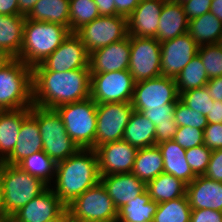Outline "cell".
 I'll return each instance as SVG.
<instances>
[{"label": "cell", "instance_id": "9", "mask_svg": "<svg viewBox=\"0 0 222 222\" xmlns=\"http://www.w3.org/2000/svg\"><path fill=\"white\" fill-rule=\"evenodd\" d=\"M75 34L82 40L90 54L99 48L128 37V18L120 15H100L79 28Z\"/></svg>", "mask_w": 222, "mask_h": 222}, {"label": "cell", "instance_id": "1", "mask_svg": "<svg viewBox=\"0 0 222 222\" xmlns=\"http://www.w3.org/2000/svg\"><path fill=\"white\" fill-rule=\"evenodd\" d=\"M33 105L55 109L90 97V69L32 71Z\"/></svg>", "mask_w": 222, "mask_h": 222}, {"label": "cell", "instance_id": "4", "mask_svg": "<svg viewBox=\"0 0 222 222\" xmlns=\"http://www.w3.org/2000/svg\"><path fill=\"white\" fill-rule=\"evenodd\" d=\"M70 33V30L61 24L26 18L21 51L17 59L33 68L53 53Z\"/></svg>", "mask_w": 222, "mask_h": 222}, {"label": "cell", "instance_id": "42", "mask_svg": "<svg viewBox=\"0 0 222 222\" xmlns=\"http://www.w3.org/2000/svg\"><path fill=\"white\" fill-rule=\"evenodd\" d=\"M173 140L183 149L193 148L204 144V131L189 126L178 127Z\"/></svg>", "mask_w": 222, "mask_h": 222}, {"label": "cell", "instance_id": "56", "mask_svg": "<svg viewBox=\"0 0 222 222\" xmlns=\"http://www.w3.org/2000/svg\"><path fill=\"white\" fill-rule=\"evenodd\" d=\"M67 222H97V221L77 219V218L73 217L67 209Z\"/></svg>", "mask_w": 222, "mask_h": 222}, {"label": "cell", "instance_id": "16", "mask_svg": "<svg viewBox=\"0 0 222 222\" xmlns=\"http://www.w3.org/2000/svg\"><path fill=\"white\" fill-rule=\"evenodd\" d=\"M99 175L131 173L138 149L125 140L109 142L95 148Z\"/></svg>", "mask_w": 222, "mask_h": 222}, {"label": "cell", "instance_id": "6", "mask_svg": "<svg viewBox=\"0 0 222 222\" xmlns=\"http://www.w3.org/2000/svg\"><path fill=\"white\" fill-rule=\"evenodd\" d=\"M30 113L37 119L43 141V151L56 164L66 160L80 149L67 134L62 118L56 109L32 105Z\"/></svg>", "mask_w": 222, "mask_h": 222}, {"label": "cell", "instance_id": "41", "mask_svg": "<svg viewBox=\"0 0 222 222\" xmlns=\"http://www.w3.org/2000/svg\"><path fill=\"white\" fill-rule=\"evenodd\" d=\"M212 150L204 144L186 149L187 163L196 176H203L210 161Z\"/></svg>", "mask_w": 222, "mask_h": 222}, {"label": "cell", "instance_id": "3", "mask_svg": "<svg viewBox=\"0 0 222 222\" xmlns=\"http://www.w3.org/2000/svg\"><path fill=\"white\" fill-rule=\"evenodd\" d=\"M2 188L1 217L10 219L17 211L49 186L17 165L0 162Z\"/></svg>", "mask_w": 222, "mask_h": 222}, {"label": "cell", "instance_id": "40", "mask_svg": "<svg viewBox=\"0 0 222 222\" xmlns=\"http://www.w3.org/2000/svg\"><path fill=\"white\" fill-rule=\"evenodd\" d=\"M174 120L178 127L189 126L204 130L208 125L206 116L187 107L180 100L177 101L174 110Z\"/></svg>", "mask_w": 222, "mask_h": 222}, {"label": "cell", "instance_id": "54", "mask_svg": "<svg viewBox=\"0 0 222 222\" xmlns=\"http://www.w3.org/2000/svg\"><path fill=\"white\" fill-rule=\"evenodd\" d=\"M46 222H67V207L56 218Z\"/></svg>", "mask_w": 222, "mask_h": 222}, {"label": "cell", "instance_id": "52", "mask_svg": "<svg viewBox=\"0 0 222 222\" xmlns=\"http://www.w3.org/2000/svg\"><path fill=\"white\" fill-rule=\"evenodd\" d=\"M38 0H18L19 14L27 16Z\"/></svg>", "mask_w": 222, "mask_h": 222}, {"label": "cell", "instance_id": "28", "mask_svg": "<svg viewBox=\"0 0 222 222\" xmlns=\"http://www.w3.org/2000/svg\"><path fill=\"white\" fill-rule=\"evenodd\" d=\"M156 126L143 114L133 111L125 128L123 140L137 149L155 145Z\"/></svg>", "mask_w": 222, "mask_h": 222}, {"label": "cell", "instance_id": "55", "mask_svg": "<svg viewBox=\"0 0 222 222\" xmlns=\"http://www.w3.org/2000/svg\"><path fill=\"white\" fill-rule=\"evenodd\" d=\"M11 58L5 54L4 52L0 51V69L5 66V64L10 60Z\"/></svg>", "mask_w": 222, "mask_h": 222}, {"label": "cell", "instance_id": "5", "mask_svg": "<svg viewBox=\"0 0 222 222\" xmlns=\"http://www.w3.org/2000/svg\"><path fill=\"white\" fill-rule=\"evenodd\" d=\"M32 105V68L11 58L0 69V110L30 108Z\"/></svg>", "mask_w": 222, "mask_h": 222}, {"label": "cell", "instance_id": "44", "mask_svg": "<svg viewBox=\"0 0 222 222\" xmlns=\"http://www.w3.org/2000/svg\"><path fill=\"white\" fill-rule=\"evenodd\" d=\"M203 176L222 182V148L212 150L209 164Z\"/></svg>", "mask_w": 222, "mask_h": 222}, {"label": "cell", "instance_id": "50", "mask_svg": "<svg viewBox=\"0 0 222 222\" xmlns=\"http://www.w3.org/2000/svg\"><path fill=\"white\" fill-rule=\"evenodd\" d=\"M0 14L20 15L18 0H0Z\"/></svg>", "mask_w": 222, "mask_h": 222}, {"label": "cell", "instance_id": "34", "mask_svg": "<svg viewBox=\"0 0 222 222\" xmlns=\"http://www.w3.org/2000/svg\"><path fill=\"white\" fill-rule=\"evenodd\" d=\"M208 81L206 69L198 54L189 61L175 79L179 95L191 89L204 87Z\"/></svg>", "mask_w": 222, "mask_h": 222}, {"label": "cell", "instance_id": "58", "mask_svg": "<svg viewBox=\"0 0 222 222\" xmlns=\"http://www.w3.org/2000/svg\"><path fill=\"white\" fill-rule=\"evenodd\" d=\"M176 3H180V4H183L184 2L188 1V0H172Z\"/></svg>", "mask_w": 222, "mask_h": 222}, {"label": "cell", "instance_id": "36", "mask_svg": "<svg viewBox=\"0 0 222 222\" xmlns=\"http://www.w3.org/2000/svg\"><path fill=\"white\" fill-rule=\"evenodd\" d=\"M191 211L187 196L158 203L153 222H190Z\"/></svg>", "mask_w": 222, "mask_h": 222}, {"label": "cell", "instance_id": "48", "mask_svg": "<svg viewBox=\"0 0 222 222\" xmlns=\"http://www.w3.org/2000/svg\"><path fill=\"white\" fill-rule=\"evenodd\" d=\"M206 87L210 97L214 101L222 102V76L209 79L208 83L206 84Z\"/></svg>", "mask_w": 222, "mask_h": 222}, {"label": "cell", "instance_id": "53", "mask_svg": "<svg viewBox=\"0 0 222 222\" xmlns=\"http://www.w3.org/2000/svg\"><path fill=\"white\" fill-rule=\"evenodd\" d=\"M210 12L222 22V0H212Z\"/></svg>", "mask_w": 222, "mask_h": 222}, {"label": "cell", "instance_id": "59", "mask_svg": "<svg viewBox=\"0 0 222 222\" xmlns=\"http://www.w3.org/2000/svg\"><path fill=\"white\" fill-rule=\"evenodd\" d=\"M0 222H11L10 219H6V218H0Z\"/></svg>", "mask_w": 222, "mask_h": 222}, {"label": "cell", "instance_id": "23", "mask_svg": "<svg viewBox=\"0 0 222 222\" xmlns=\"http://www.w3.org/2000/svg\"><path fill=\"white\" fill-rule=\"evenodd\" d=\"M188 25L183 5L166 0L160 14L156 40L162 43L183 35L188 32Z\"/></svg>", "mask_w": 222, "mask_h": 222}, {"label": "cell", "instance_id": "46", "mask_svg": "<svg viewBox=\"0 0 222 222\" xmlns=\"http://www.w3.org/2000/svg\"><path fill=\"white\" fill-rule=\"evenodd\" d=\"M190 222H222V211L212 209H192Z\"/></svg>", "mask_w": 222, "mask_h": 222}, {"label": "cell", "instance_id": "2", "mask_svg": "<svg viewBox=\"0 0 222 222\" xmlns=\"http://www.w3.org/2000/svg\"><path fill=\"white\" fill-rule=\"evenodd\" d=\"M99 181L98 158L95 149H79L66 160L56 164L55 178L49 187L67 207Z\"/></svg>", "mask_w": 222, "mask_h": 222}, {"label": "cell", "instance_id": "18", "mask_svg": "<svg viewBox=\"0 0 222 222\" xmlns=\"http://www.w3.org/2000/svg\"><path fill=\"white\" fill-rule=\"evenodd\" d=\"M66 206L54 191L48 187L33 198L11 218V222H46L56 218Z\"/></svg>", "mask_w": 222, "mask_h": 222}, {"label": "cell", "instance_id": "14", "mask_svg": "<svg viewBox=\"0 0 222 222\" xmlns=\"http://www.w3.org/2000/svg\"><path fill=\"white\" fill-rule=\"evenodd\" d=\"M178 100L175 79L159 76L135 83L131 103L134 109H149L177 103Z\"/></svg>", "mask_w": 222, "mask_h": 222}, {"label": "cell", "instance_id": "13", "mask_svg": "<svg viewBox=\"0 0 222 222\" xmlns=\"http://www.w3.org/2000/svg\"><path fill=\"white\" fill-rule=\"evenodd\" d=\"M90 54L82 40L75 34L70 35L41 64L32 71L66 72L74 69H90Z\"/></svg>", "mask_w": 222, "mask_h": 222}, {"label": "cell", "instance_id": "30", "mask_svg": "<svg viewBox=\"0 0 222 222\" xmlns=\"http://www.w3.org/2000/svg\"><path fill=\"white\" fill-rule=\"evenodd\" d=\"M188 33L199 46L221 43L222 22L209 11L189 21Z\"/></svg>", "mask_w": 222, "mask_h": 222}, {"label": "cell", "instance_id": "24", "mask_svg": "<svg viewBox=\"0 0 222 222\" xmlns=\"http://www.w3.org/2000/svg\"><path fill=\"white\" fill-rule=\"evenodd\" d=\"M29 114L30 108L0 110V162L12 153L22 122Z\"/></svg>", "mask_w": 222, "mask_h": 222}, {"label": "cell", "instance_id": "12", "mask_svg": "<svg viewBox=\"0 0 222 222\" xmlns=\"http://www.w3.org/2000/svg\"><path fill=\"white\" fill-rule=\"evenodd\" d=\"M134 108L131 102L97 104V129L95 148L123 140L125 128Z\"/></svg>", "mask_w": 222, "mask_h": 222}, {"label": "cell", "instance_id": "15", "mask_svg": "<svg viewBox=\"0 0 222 222\" xmlns=\"http://www.w3.org/2000/svg\"><path fill=\"white\" fill-rule=\"evenodd\" d=\"M199 45L187 32L161 43V76L176 79L183 68L198 53Z\"/></svg>", "mask_w": 222, "mask_h": 222}, {"label": "cell", "instance_id": "57", "mask_svg": "<svg viewBox=\"0 0 222 222\" xmlns=\"http://www.w3.org/2000/svg\"><path fill=\"white\" fill-rule=\"evenodd\" d=\"M1 200H2V188H1V180H0V218H1Z\"/></svg>", "mask_w": 222, "mask_h": 222}, {"label": "cell", "instance_id": "37", "mask_svg": "<svg viewBox=\"0 0 222 222\" xmlns=\"http://www.w3.org/2000/svg\"><path fill=\"white\" fill-rule=\"evenodd\" d=\"M69 30L75 33L83 25L100 16L94 0H69Z\"/></svg>", "mask_w": 222, "mask_h": 222}, {"label": "cell", "instance_id": "32", "mask_svg": "<svg viewBox=\"0 0 222 222\" xmlns=\"http://www.w3.org/2000/svg\"><path fill=\"white\" fill-rule=\"evenodd\" d=\"M158 203L151 200L145 189L140 195L128 201L118 209L117 220L120 222H153Z\"/></svg>", "mask_w": 222, "mask_h": 222}, {"label": "cell", "instance_id": "25", "mask_svg": "<svg viewBox=\"0 0 222 222\" xmlns=\"http://www.w3.org/2000/svg\"><path fill=\"white\" fill-rule=\"evenodd\" d=\"M157 146L163 157L164 173L171 174L186 184L197 177L187 163L186 149H183L174 140L160 143Z\"/></svg>", "mask_w": 222, "mask_h": 222}, {"label": "cell", "instance_id": "29", "mask_svg": "<svg viewBox=\"0 0 222 222\" xmlns=\"http://www.w3.org/2000/svg\"><path fill=\"white\" fill-rule=\"evenodd\" d=\"M151 200L163 203L186 195L187 184L171 174L161 173L146 184Z\"/></svg>", "mask_w": 222, "mask_h": 222}, {"label": "cell", "instance_id": "11", "mask_svg": "<svg viewBox=\"0 0 222 222\" xmlns=\"http://www.w3.org/2000/svg\"><path fill=\"white\" fill-rule=\"evenodd\" d=\"M161 43L156 38L130 36L129 72L134 82L161 76Z\"/></svg>", "mask_w": 222, "mask_h": 222}, {"label": "cell", "instance_id": "39", "mask_svg": "<svg viewBox=\"0 0 222 222\" xmlns=\"http://www.w3.org/2000/svg\"><path fill=\"white\" fill-rule=\"evenodd\" d=\"M179 100L203 116L208 115L211 104H214V100L210 97L206 86L181 93Z\"/></svg>", "mask_w": 222, "mask_h": 222}, {"label": "cell", "instance_id": "8", "mask_svg": "<svg viewBox=\"0 0 222 222\" xmlns=\"http://www.w3.org/2000/svg\"><path fill=\"white\" fill-rule=\"evenodd\" d=\"M67 209L73 217L89 221L114 222L118 216V209L101 181L79 195Z\"/></svg>", "mask_w": 222, "mask_h": 222}, {"label": "cell", "instance_id": "20", "mask_svg": "<svg viewBox=\"0 0 222 222\" xmlns=\"http://www.w3.org/2000/svg\"><path fill=\"white\" fill-rule=\"evenodd\" d=\"M186 195L191 209L222 211V182L197 176L187 184Z\"/></svg>", "mask_w": 222, "mask_h": 222}, {"label": "cell", "instance_id": "26", "mask_svg": "<svg viewBox=\"0 0 222 222\" xmlns=\"http://www.w3.org/2000/svg\"><path fill=\"white\" fill-rule=\"evenodd\" d=\"M26 16L0 14V51L10 58H18L23 41Z\"/></svg>", "mask_w": 222, "mask_h": 222}, {"label": "cell", "instance_id": "47", "mask_svg": "<svg viewBox=\"0 0 222 222\" xmlns=\"http://www.w3.org/2000/svg\"><path fill=\"white\" fill-rule=\"evenodd\" d=\"M141 0H114L115 15L128 18Z\"/></svg>", "mask_w": 222, "mask_h": 222}, {"label": "cell", "instance_id": "35", "mask_svg": "<svg viewBox=\"0 0 222 222\" xmlns=\"http://www.w3.org/2000/svg\"><path fill=\"white\" fill-rule=\"evenodd\" d=\"M17 166L30 175L40 178L48 186L54 181L56 163L43 150L25 157Z\"/></svg>", "mask_w": 222, "mask_h": 222}, {"label": "cell", "instance_id": "51", "mask_svg": "<svg viewBox=\"0 0 222 222\" xmlns=\"http://www.w3.org/2000/svg\"><path fill=\"white\" fill-rule=\"evenodd\" d=\"M97 5L99 14L102 16H114L115 15V3L114 0H94Z\"/></svg>", "mask_w": 222, "mask_h": 222}, {"label": "cell", "instance_id": "45", "mask_svg": "<svg viewBox=\"0 0 222 222\" xmlns=\"http://www.w3.org/2000/svg\"><path fill=\"white\" fill-rule=\"evenodd\" d=\"M212 0H188L184 2L183 8L188 20L197 18L210 11Z\"/></svg>", "mask_w": 222, "mask_h": 222}, {"label": "cell", "instance_id": "43", "mask_svg": "<svg viewBox=\"0 0 222 222\" xmlns=\"http://www.w3.org/2000/svg\"><path fill=\"white\" fill-rule=\"evenodd\" d=\"M203 131L204 145L207 148L211 150L222 148V123H210Z\"/></svg>", "mask_w": 222, "mask_h": 222}, {"label": "cell", "instance_id": "10", "mask_svg": "<svg viewBox=\"0 0 222 222\" xmlns=\"http://www.w3.org/2000/svg\"><path fill=\"white\" fill-rule=\"evenodd\" d=\"M90 97L96 104L131 102L135 82L129 70L91 74Z\"/></svg>", "mask_w": 222, "mask_h": 222}, {"label": "cell", "instance_id": "33", "mask_svg": "<svg viewBox=\"0 0 222 222\" xmlns=\"http://www.w3.org/2000/svg\"><path fill=\"white\" fill-rule=\"evenodd\" d=\"M69 0H38L27 19L61 24L69 29Z\"/></svg>", "mask_w": 222, "mask_h": 222}, {"label": "cell", "instance_id": "49", "mask_svg": "<svg viewBox=\"0 0 222 222\" xmlns=\"http://www.w3.org/2000/svg\"><path fill=\"white\" fill-rule=\"evenodd\" d=\"M206 118H207L208 124L222 123V102L221 101H214V104H211V108Z\"/></svg>", "mask_w": 222, "mask_h": 222}, {"label": "cell", "instance_id": "31", "mask_svg": "<svg viewBox=\"0 0 222 222\" xmlns=\"http://www.w3.org/2000/svg\"><path fill=\"white\" fill-rule=\"evenodd\" d=\"M132 173L145 184L164 173L163 157L157 145L138 149Z\"/></svg>", "mask_w": 222, "mask_h": 222}, {"label": "cell", "instance_id": "19", "mask_svg": "<svg viewBox=\"0 0 222 222\" xmlns=\"http://www.w3.org/2000/svg\"><path fill=\"white\" fill-rule=\"evenodd\" d=\"M166 0H141L128 17V35L156 38L160 14Z\"/></svg>", "mask_w": 222, "mask_h": 222}, {"label": "cell", "instance_id": "7", "mask_svg": "<svg viewBox=\"0 0 222 222\" xmlns=\"http://www.w3.org/2000/svg\"><path fill=\"white\" fill-rule=\"evenodd\" d=\"M60 114L69 137L80 149H95L97 104L89 97L55 108Z\"/></svg>", "mask_w": 222, "mask_h": 222}, {"label": "cell", "instance_id": "38", "mask_svg": "<svg viewBox=\"0 0 222 222\" xmlns=\"http://www.w3.org/2000/svg\"><path fill=\"white\" fill-rule=\"evenodd\" d=\"M197 54L202 60L209 79L222 76L221 43L201 45L198 48Z\"/></svg>", "mask_w": 222, "mask_h": 222}, {"label": "cell", "instance_id": "21", "mask_svg": "<svg viewBox=\"0 0 222 222\" xmlns=\"http://www.w3.org/2000/svg\"><path fill=\"white\" fill-rule=\"evenodd\" d=\"M100 181L117 209L146 189V184L132 172L100 176Z\"/></svg>", "mask_w": 222, "mask_h": 222}, {"label": "cell", "instance_id": "22", "mask_svg": "<svg viewBox=\"0 0 222 222\" xmlns=\"http://www.w3.org/2000/svg\"><path fill=\"white\" fill-rule=\"evenodd\" d=\"M43 150V141L37 119L30 113L22 122L18 140L12 153L3 161L5 164L17 165L25 157Z\"/></svg>", "mask_w": 222, "mask_h": 222}, {"label": "cell", "instance_id": "27", "mask_svg": "<svg viewBox=\"0 0 222 222\" xmlns=\"http://www.w3.org/2000/svg\"><path fill=\"white\" fill-rule=\"evenodd\" d=\"M175 107L176 103H167L164 107L134 109L146 116L156 126L155 145L173 140L178 129L174 120Z\"/></svg>", "mask_w": 222, "mask_h": 222}, {"label": "cell", "instance_id": "17", "mask_svg": "<svg viewBox=\"0 0 222 222\" xmlns=\"http://www.w3.org/2000/svg\"><path fill=\"white\" fill-rule=\"evenodd\" d=\"M130 60V36L90 53L91 74L128 70Z\"/></svg>", "mask_w": 222, "mask_h": 222}]
</instances>
